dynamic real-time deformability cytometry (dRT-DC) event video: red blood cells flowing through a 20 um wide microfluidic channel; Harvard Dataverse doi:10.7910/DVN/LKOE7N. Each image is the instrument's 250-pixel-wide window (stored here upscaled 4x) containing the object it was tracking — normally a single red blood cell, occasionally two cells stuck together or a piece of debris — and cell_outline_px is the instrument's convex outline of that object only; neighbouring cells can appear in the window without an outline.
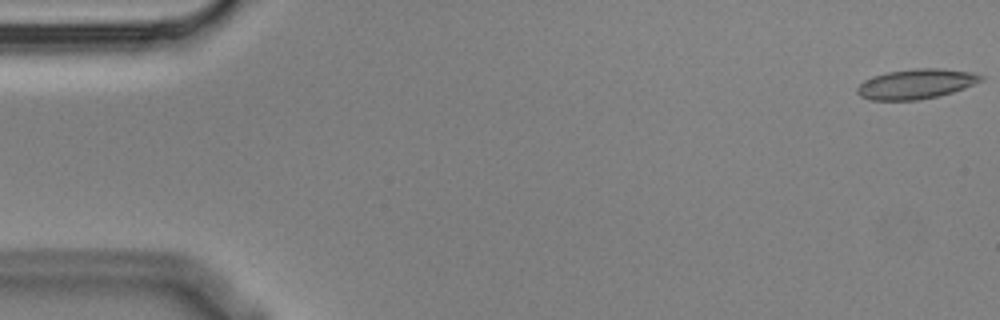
{"species": "Egyptian fruit bat (a non-hibernating species)", "species_latin": "Rousettus aegyptiacus", "temperature_condition": "cold", "stored_images_in_passage": 6, "camera_frame_rate_fps": 3000, "um_per_image_px": 0.085, "animal": {"sex": "male"}, "frame": {"image": 1, "passage_image": 1, "time_ms": 0.0, "image_size_px": [1000, 320], "cell_outline_px": [[984, 80], [964, 88], [952, 92], [920, 100], [872, 100], [860, 96], [856, 92], [856, 88], [864, 80], [872, 76], [888, 72], [916, 68], [944, 68], [972, 72], [984, 76]], "centroid_in_image_um": [77.87, 7.13], "position_along_channel_um": 7.1, "area_um2": 21.62}}
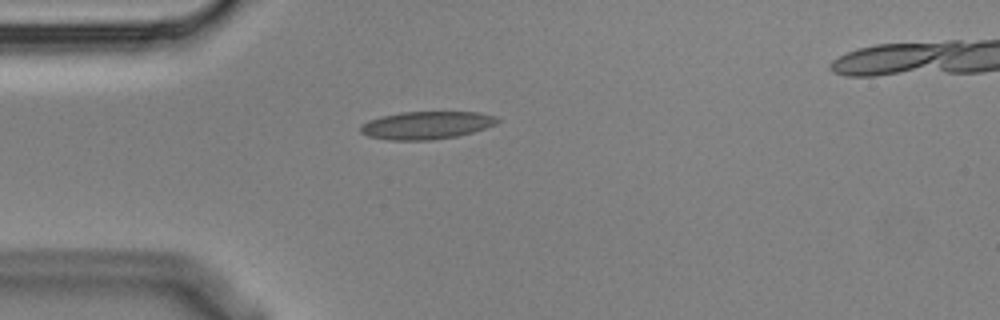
{"frame": {"image": 2, "passage_image": 5, "time_ms": 1.333, "image_size_px": [1000, 320], "cell_outline_px": [[500, 120], [496, 124], [472, 132], [456, 136], [432, 140], [388, 140], [368, 136], [360, 132], [360, 128], [368, 120], [400, 112], [476, 112], [496, 116]], "centroid_in_image_um": [36.25, 10.65], "position_along_channel_um": 48.7, "area_um2": 21.96}}